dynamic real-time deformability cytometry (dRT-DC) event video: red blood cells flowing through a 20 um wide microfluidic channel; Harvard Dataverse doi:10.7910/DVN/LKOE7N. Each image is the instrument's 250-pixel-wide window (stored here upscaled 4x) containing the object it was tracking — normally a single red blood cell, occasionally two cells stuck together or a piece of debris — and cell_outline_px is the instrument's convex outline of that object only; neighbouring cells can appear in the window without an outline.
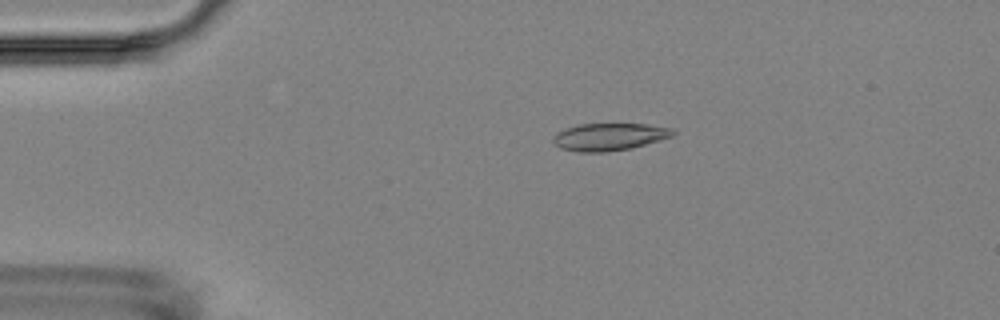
{"species": "Egyptian fruit bat (a non-hibernating species)", "species_latin": "Rousettus aegyptiacus", "temperature_condition": "room temperature", "stored_images_in_passage": 9, "camera_frame_rate_fps": 3000, "um_per_image_px": 0.085, "animal": {"sex": "female"}, "frame": {"image": 1, "passage_image": 1, "time_ms": 0.0, "image_size_px": [1000, 320], "cell_outline_px": [[676, 132], [672, 136], [632, 148], [608, 152], [576, 152], [560, 148], [552, 140], [552, 136], [556, 132], [564, 128], [580, 124], [648, 124], [676, 128]], "centroid_in_image_um": [51.78, 11.62], "position_along_channel_um": 33.2, "area_um2": 19.36}}
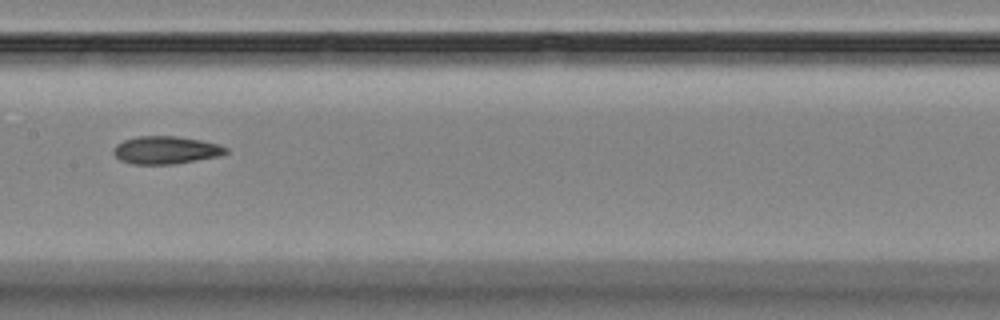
{"frame": {"image": 2, "passage_image": 6, "time_ms": 5.667, "image_size_px": [1000, 320], "cell_outline_px": [[228, 152], [220, 156], [176, 164], [132, 164], [120, 160], [112, 152], [112, 148], [116, 144], [124, 140], [136, 136], [176, 136], [200, 140], [216, 144], [228, 148]], "centroid_in_image_um": [14.07, 12.76], "position_along_channel_um": 193.3, "area_um2": 18.26}}
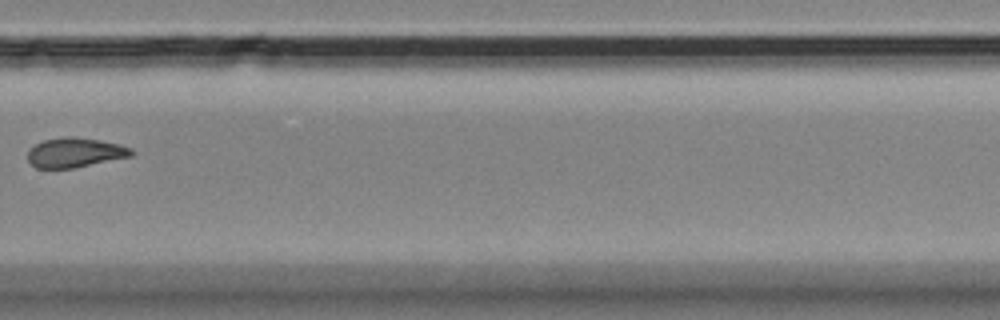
{"frame": {"image": 3, "passage_image": 9, "time_ms": 9.333, "image_size_px": [1000, 320], "cell_outline_px": [[136, 152], [132, 156], [72, 168], [36, 168], [28, 160], [28, 152], [36, 144], [44, 140], [64, 136], [72, 136], [100, 140], [120, 144], [132, 148]], "centroid_in_image_um": [6.41, 12.96], "position_along_channel_um": 323.4, "area_um2": 17.86}}